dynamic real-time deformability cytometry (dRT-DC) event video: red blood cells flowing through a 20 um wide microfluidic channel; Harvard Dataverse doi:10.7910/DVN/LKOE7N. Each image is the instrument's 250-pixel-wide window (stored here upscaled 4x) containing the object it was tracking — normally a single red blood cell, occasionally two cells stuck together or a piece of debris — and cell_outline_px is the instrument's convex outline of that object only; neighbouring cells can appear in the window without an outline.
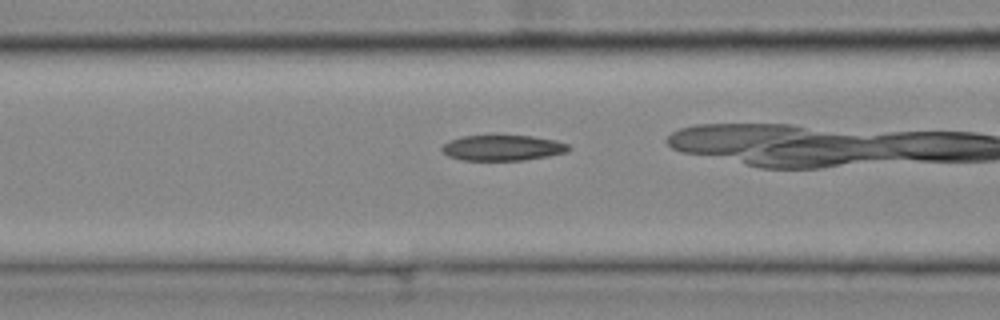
{"species": "common noctule bat (a hibernating species)", "species_latin": "Nyctalus noctula", "temperature_condition": "cold", "stored_images_in_passage": 38, "camera_frame_rate_fps": 3000, "um_per_image_px": 0.085, "animal": {"sex": "female", "body_mass_g": 25.1}, "frame": {"image": 1, "passage_image": 17, "time_ms": 5.333, "image_size_px": [1000, 320], "cell_outline_px": [[572, 148], [568, 152], [548, 156], [524, 160], [460, 160], [448, 156], [440, 148], [448, 140], [460, 136], [532, 136], [556, 140], [568, 144]], "centroid_in_image_um": [42.73, 12.57], "position_along_channel_um": 123.9, "area_um2": 18.96}}
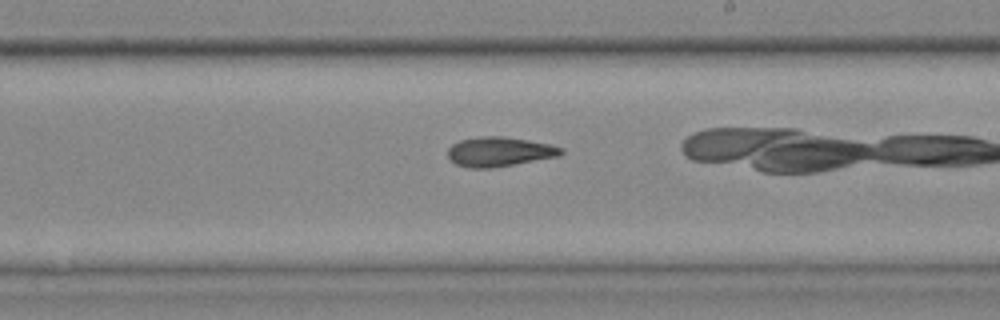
{"frame": {"image": 2, "passage_image": 27, "time_ms": 8.667, "image_size_px": [1000, 320], "cell_outline_px": [[564, 152], [560, 156], [492, 168], [468, 168], [456, 164], [448, 156], [448, 148], [452, 144], [460, 140], [484, 136], [504, 136], [552, 144], [564, 148]], "centroid_in_image_um": [42.48, 12.89], "position_along_channel_um": 246.5, "area_um2": 19.59}}
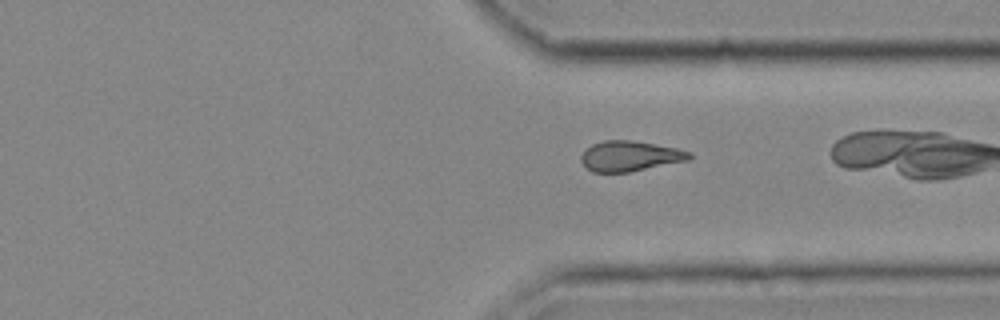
{"frame": {"image": 3, "passage_image": 36, "time_ms": 11.667, "image_size_px": [1000, 320], "cell_outline_px": [[692, 156], [688, 160], [628, 172], [592, 172], [580, 160], [580, 156], [592, 144], [604, 140], [632, 140], [676, 148], [692, 152]], "centroid_in_image_um": [53.54, 13.26], "position_along_channel_um": 357.9, "area_um2": 18.9}}